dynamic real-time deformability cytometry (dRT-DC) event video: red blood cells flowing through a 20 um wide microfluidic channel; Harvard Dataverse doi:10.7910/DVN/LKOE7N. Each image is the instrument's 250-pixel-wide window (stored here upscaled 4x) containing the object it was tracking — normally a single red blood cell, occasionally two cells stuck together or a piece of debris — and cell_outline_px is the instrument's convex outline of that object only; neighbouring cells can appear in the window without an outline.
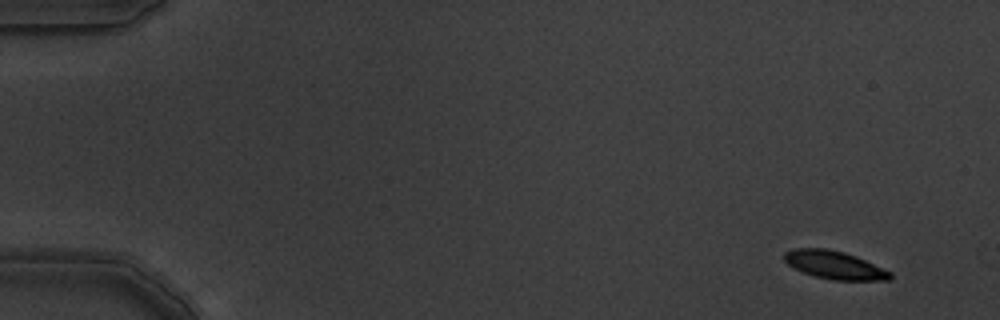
{"species": "common noctule bat (a hibernating species)", "species_latin": "Nyctalus noctula", "temperature_condition": "warm", "stored_images_in_passage": 4, "camera_frame_rate_fps": 3000, "um_per_image_px": 0.085, "animal": {"sex": "male", "body_mass_g": 19.5, "forearm_length_mm": 54.6}, "frame": {"image": 1, "passage_image": 1, "time_ms": 0.0, "image_size_px": [1000, 320], "cell_outline_px": [[892, 276], [888, 280], [832, 280], [812, 276], [788, 264], [784, 260], [784, 252], [796, 248], [824, 248], [844, 252], [856, 256], [892, 272]], "centroid_in_image_um": [70.93, 22.53], "position_along_channel_um": 14.1, "area_um2": 17.22}}